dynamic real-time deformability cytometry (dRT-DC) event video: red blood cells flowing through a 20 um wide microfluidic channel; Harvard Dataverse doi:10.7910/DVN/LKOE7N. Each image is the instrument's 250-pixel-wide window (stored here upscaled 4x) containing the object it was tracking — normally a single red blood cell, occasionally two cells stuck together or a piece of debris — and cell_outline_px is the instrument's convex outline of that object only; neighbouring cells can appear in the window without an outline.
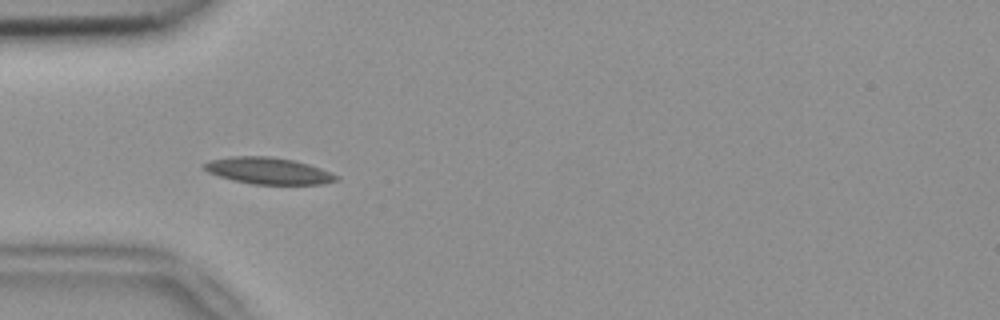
{"species": "common noctule bat (a hibernating species)", "species_latin": "Nyctalus noctula", "temperature_condition": "room temperature", "stored_images_in_passage": 33, "camera_frame_rate_fps": 3000, "um_per_image_px": 0.085, "animal": {"sex": "female", "body_mass_g": 18.4}, "frame": {"image": 1, "passage_image": 7, "time_ms": 2.0, "image_size_px": [1000, 320], "cell_outline_px": [[340, 176], [336, 180], [324, 184], [252, 184], [232, 180], [208, 172], [200, 168], [200, 164], [208, 160], [232, 156], [268, 156], [292, 160], [308, 164], [320, 168]], "centroid_in_image_um": [22.74, 14.51], "position_along_channel_um": 62.3, "area_um2": 20.58}}
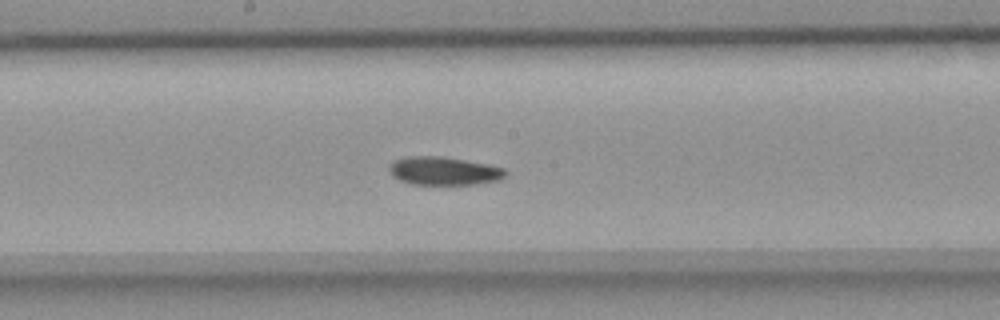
{"frame": {"image": 2, "passage_image": 19, "time_ms": 6.0, "image_size_px": [1000, 320], "cell_outline_px": [[508, 172], [500, 180], [480, 184], [412, 184], [400, 180], [392, 176], [388, 168], [396, 160], [412, 156], [440, 156], [488, 164], [504, 168]], "centroid_in_image_um": [37.77, 14.54], "position_along_channel_um": 210.4, "area_um2": 19.02}}
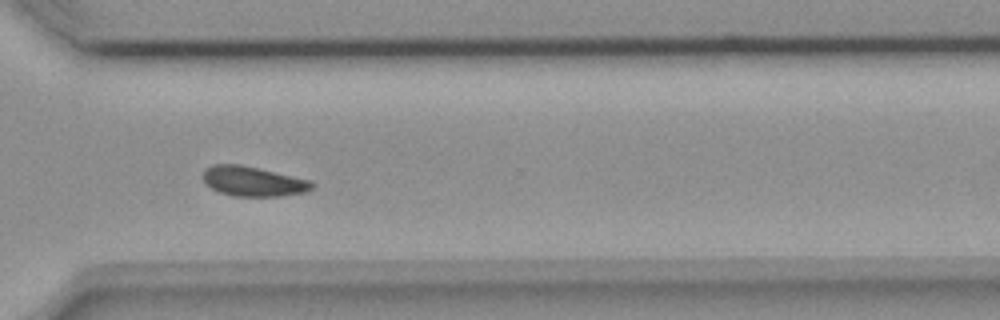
{"frame": {"image": 3, "passage_image": 30, "time_ms": 9.667, "image_size_px": [1000, 320], "cell_outline_px": [[316, 184], [312, 188], [304, 192], [280, 196], [232, 196], [220, 192], [212, 188], [204, 180], [204, 168], [212, 164], [240, 164], [260, 168], [312, 180]], "centroid_in_image_um": [21.55, 15.4], "position_along_channel_um": 349.1, "area_um2": 19.02}, "authors_computed_cell_mechanics": {"area_um2": 19.2474, "velocity_mm_per_s": 3.7662, "shape_relaxation_time_tau1_ms": 4.8055, "shape_relaxation_time_tau2_ms": 6.9442, "deformation_change_tau1": 0.1161, "deformation_change_tau2": 0.1091}}